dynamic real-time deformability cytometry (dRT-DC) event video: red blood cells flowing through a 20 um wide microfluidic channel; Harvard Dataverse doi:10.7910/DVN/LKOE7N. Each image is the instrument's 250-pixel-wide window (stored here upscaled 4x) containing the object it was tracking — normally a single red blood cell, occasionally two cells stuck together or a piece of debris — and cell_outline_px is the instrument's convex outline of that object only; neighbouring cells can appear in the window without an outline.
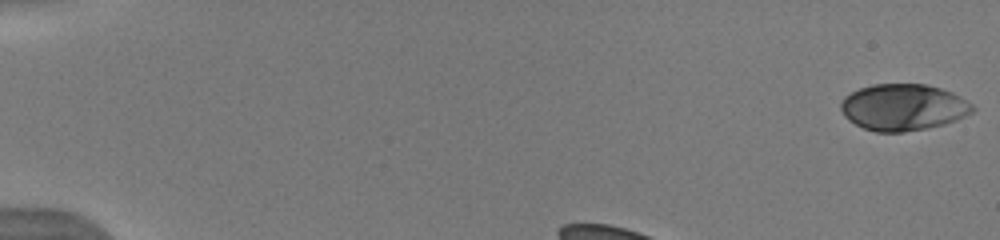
{"species": "human", "species_latin": "Homo sapiens", "temperature_condition": "warm", "stored_images_in_passage": 39, "camera_frame_rate_fps": 3000, "um_per_image_px": 0.085, "donor": {"sex": "male"}, "frame": {"image": 1, "passage_image": 1, "time_ms": 0.0, "image_size_px": [1000, 240], "cell_outline_px": [[976, 108], [972, 112], [956, 120], [944, 124], [928, 128], [904, 132], [876, 132], [864, 128], [848, 120], [844, 116], [840, 108], [840, 104], [844, 96], [860, 88], [872, 84], [928, 84], [952, 92], [972, 104]], "centroid_in_image_um": [76.76, 9.12], "position_along_channel_um": 8.2, "area_um2": 35.78}}
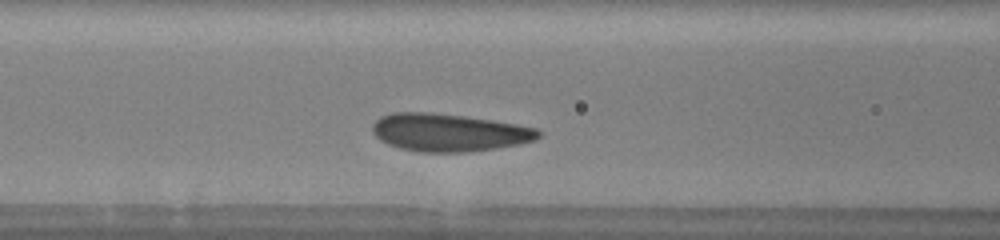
{"frame": {"image": 2, "passage_image": 15, "time_ms": 4.667, "image_size_px": [1000, 240], "cell_outline_px": [[540, 136], [536, 140], [520, 144], [496, 148], [468, 152], [420, 152], [400, 148], [388, 144], [380, 140], [372, 132], [372, 124], [380, 116], [392, 112], [424, 112], [464, 116], [492, 120], [516, 124], [536, 128], [540, 132]], "centroid_in_image_um": [38.14, 11.26], "position_along_channel_um": 128.5, "area_um2": 36.53}}
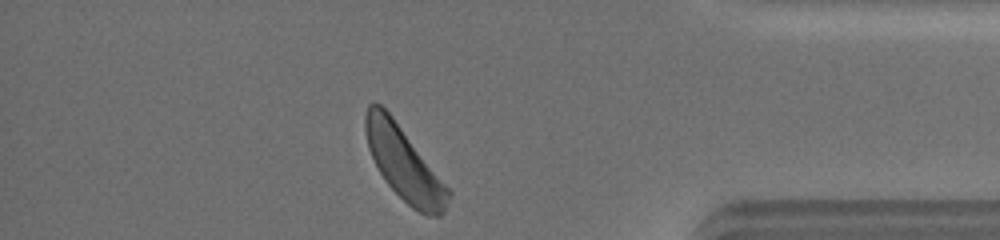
{"frame": {"image": 3, "passage_image": 38, "time_ms": 12.333, "image_size_px": [1000, 240], "cell_outline_px": [[452, 192], [444, 212], [440, 216], [428, 216], [412, 208], [388, 184], [380, 172], [368, 148], [364, 128], [364, 116], [368, 104], [380, 104], [392, 116]], "centroid_in_image_um": [34.34, 13.92], "position_along_channel_um": 400.9, "area_um2": 34.74}, "authors_computed_cell_mechanics": {"area_um2": 35.6626, "velocity_mm_per_s": 3.8492, "shape_relaxation_time_tau1_ms": 1.7547, "shape_relaxation_time_tau2_ms": 3.4546, "deformation_change_tau1": 0.0829, "deformation_change_tau2": 0.0874}}